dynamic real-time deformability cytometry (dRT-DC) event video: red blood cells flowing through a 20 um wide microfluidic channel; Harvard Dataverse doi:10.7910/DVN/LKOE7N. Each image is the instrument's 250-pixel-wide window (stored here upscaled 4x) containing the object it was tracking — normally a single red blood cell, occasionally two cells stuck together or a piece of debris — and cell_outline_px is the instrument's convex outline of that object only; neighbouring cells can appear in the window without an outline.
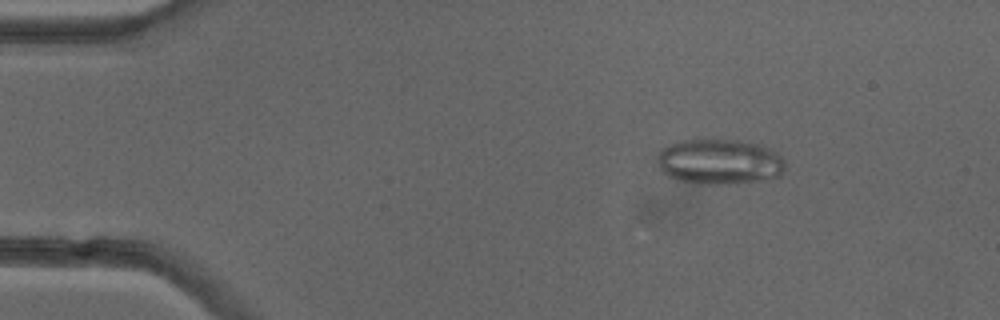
{"species": "common noctule bat (a hibernating species)", "species_latin": "Nyctalus noctula", "temperature_condition": "cold", "stored_images_in_passage": 52, "camera_frame_rate_fps": 3000, "um_per_image_px": 0.085, "animal": {"sex": "female"}, "frame": {"image": 1, "passage_image": 8, "time_ms": 2.333, "image_size_px": [1000, 320], "cell_outline_px": [[784, 168], [780, 176], [760, 180], [728, 184], [700, 184], [680, 180], [668, 176], [660, 172], [656, 160], [660, 152], [664, 148], [672, 144], [684, 140], [700, 136], [736, 140], [760, 144], [772, 148], [784, 160]], "centroid_in_image_um": [61.14, 13.71], "position_along_channel_um": 23.9, "area_um2": 34.51}, "authors_computed_cell_mechanics": {"area_um2": 26.6169, "velocity_mm_per_s": 3.9934, "shape_relaxation_time_tau1_ms": null, "shape_relaxation_time_tau2_ms": 2.2152, "deformation_change_tau1": null, "deformation_change_tau2": 0.112}}